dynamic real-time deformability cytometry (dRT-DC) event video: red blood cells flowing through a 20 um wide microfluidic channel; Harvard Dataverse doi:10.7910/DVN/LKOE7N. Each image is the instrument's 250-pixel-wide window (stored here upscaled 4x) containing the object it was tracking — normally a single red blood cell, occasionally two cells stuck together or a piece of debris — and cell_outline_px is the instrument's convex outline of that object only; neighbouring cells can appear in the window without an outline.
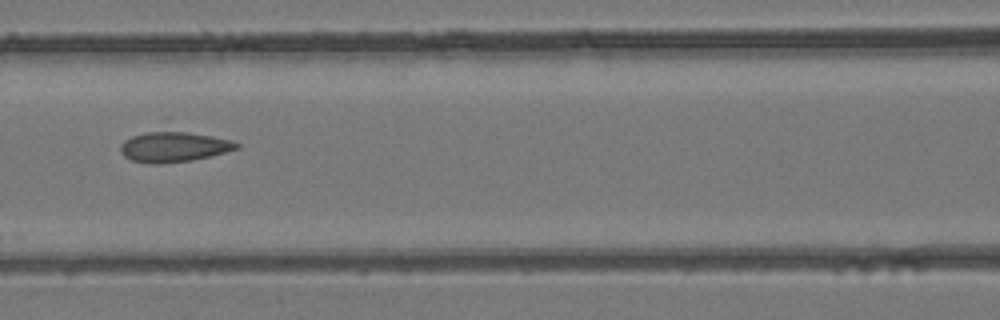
{"species": "common noctule bat (a hibernating species)", "species_latin": "Nyctalus noctula", "temperature_condition": "room temperature", "stored_images_in_passage": 5, "camera_frame_rate_fps": 3000, "um_per_image_px": 0.085, "animal": {"sex": "female", "body_mass_g": 24.6, "forearm_length_mm": 56.2}, "frame": {"image": 1, "passage_image": 5, "time_ms": 1.333, "image_size_px": [1000, 320], "cell_outline_px": [[240, 148], [192, 160], [160, 164], [148, 164], [132, 160], [124, 156], [120, 152], [120, 144], [124, 140], [168, 116], [232, 140], [240, 144]], "centroid_in_image_um": [14.79, 12.18], "position_along_channel_um": 151.8, "area_um2": 25.2}}